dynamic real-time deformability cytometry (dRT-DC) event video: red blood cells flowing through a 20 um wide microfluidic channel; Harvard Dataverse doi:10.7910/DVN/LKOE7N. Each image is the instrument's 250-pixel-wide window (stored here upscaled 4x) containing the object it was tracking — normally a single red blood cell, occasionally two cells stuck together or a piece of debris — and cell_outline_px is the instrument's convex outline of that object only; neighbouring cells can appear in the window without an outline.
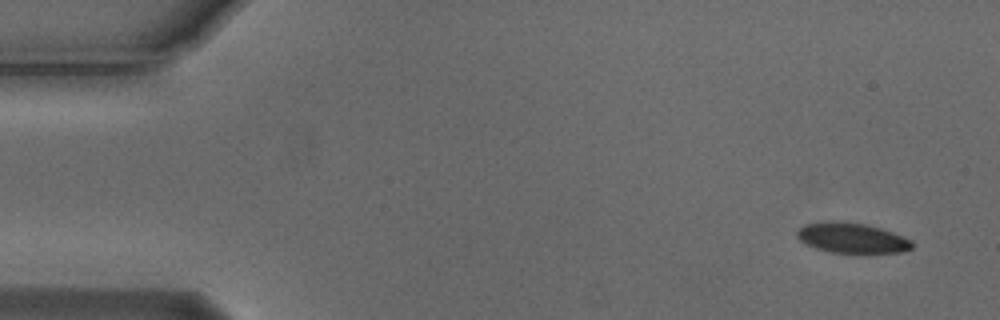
{"species": "Egyptian fruit bat (a non-hibernating species)", "species_latin": "Rousettus aegyptiacus", "temperature_condition": "cold", "stored_images_in_passage": 4, "camera_frame_rate_fps": 3000, "um_per_image_px": 0.085, "animal": {"sex": "male"}, "frame": {"image": 1, "passage_image": 1, "time_ms": 0.0, "image_size_px": [1000, 320], "cell_outline_px": [[912, 248], [900, 252], [832, 252], [816, 248], [800, 240], [796, 236], [796, 232], [804, 224], [832, 220], [864, 224], [880, 228], [892, 232], [912, 240]], "centroid_in_image_um": [72.39, 20.21], "position_along_channel_um": 12.6, "area_um2": 19.88}}
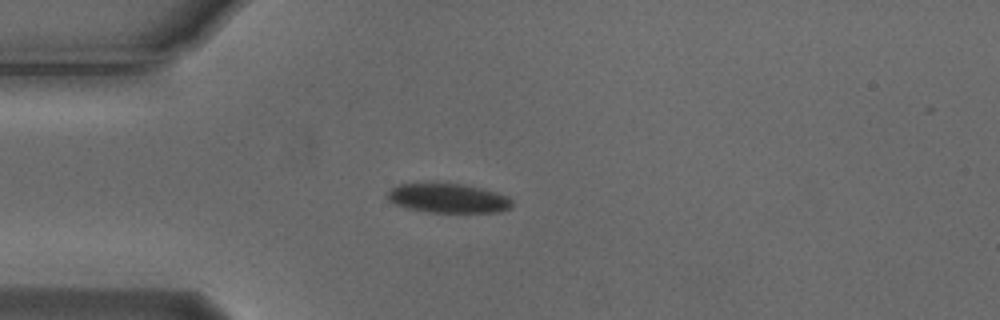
{"frame": {"image": 2, "passage_image": 4, "time_ms": 1.0, "image_size_px": [1000, 320], "cell_outline_px": [[512, 208], [500, 212], [428, 212], [404, 208], [388, 200], [388, 192], [396, 184], [464, 184], [496, 192], [508, 196], [512, 200]], "centroid_in_image_um": [38.11, 16.86], "position_along_channel_um": 46.9, "area_um2": 21.21}}